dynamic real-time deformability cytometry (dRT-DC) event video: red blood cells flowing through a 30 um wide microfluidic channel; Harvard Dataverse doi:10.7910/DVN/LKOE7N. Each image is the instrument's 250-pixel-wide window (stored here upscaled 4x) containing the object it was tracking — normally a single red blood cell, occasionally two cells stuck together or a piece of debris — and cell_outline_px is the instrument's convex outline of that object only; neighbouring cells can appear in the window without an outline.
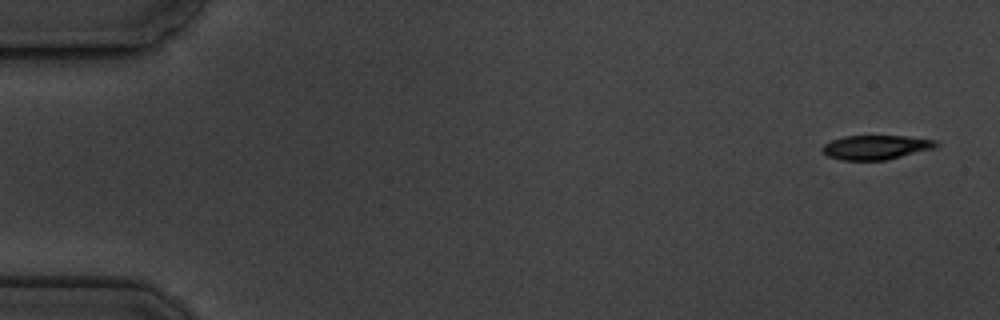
{"species": "common noctule bat (a hibernating species)", "species_latin": "Nyctalus noctula", "temperature_condition": "cold", "stored_images_in_passage": 3, "camera_frame_rate_fps": 3000, "um_per_image_px": 0.085, "animal": {"sex": "male", "body_mass_g": 19.5, "forearm_length_mm": 54.6}, "frame": {"image": 1, "passage_image": 1, "time_ms": 0.0, "image_size_px": [1000, 320], "cell_outline_px": [[940, 144], [936, 148], [884, 160], [840, 160], [828, 156], [820, 148], [824, 144], [832, 140], [844, 136], [904, 136], [936, 140]], "centroid_in_image_um": [74.46, 12.52], "position_along_channel_um": 10.5, "area_um2": 16.07}}